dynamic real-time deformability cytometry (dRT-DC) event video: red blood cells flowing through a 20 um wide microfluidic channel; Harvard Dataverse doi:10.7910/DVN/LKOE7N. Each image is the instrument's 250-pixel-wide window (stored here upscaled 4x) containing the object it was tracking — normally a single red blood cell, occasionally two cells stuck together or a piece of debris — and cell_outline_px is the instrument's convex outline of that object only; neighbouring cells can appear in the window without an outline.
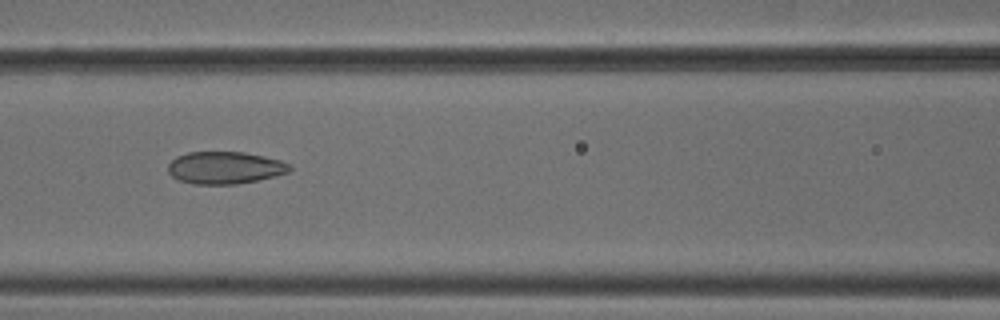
{"species": "common noctule bat (a hibernating species)", "species_latin": "Nyctalus noctula", "temperature_condition": "cold", "stored_images_in_passage": 4, "camera_frame_rate_fps": 3000, "um_per_image_px": 0.085, "animal": {"sex": "male", "body_mass_g": 18.8}, "frame": {"image": 1, "passage_image": 3, "time_ms": 0.667, "image_size_px": [1000, 320], "cell_outline_px": [[292, 168], [288, 172], [276, 176], [236, 184], [192, 184], [180, 180], [172, 176], [168, 172], [168, 164], [176, 156], [188, 152], [244, 152], [264, 156], [280, 160], [292, 164]], "centroid_in_image_um": [19.13, 14.25], "position_along_channel_um": 147.5, "area_um2": 22.95}}
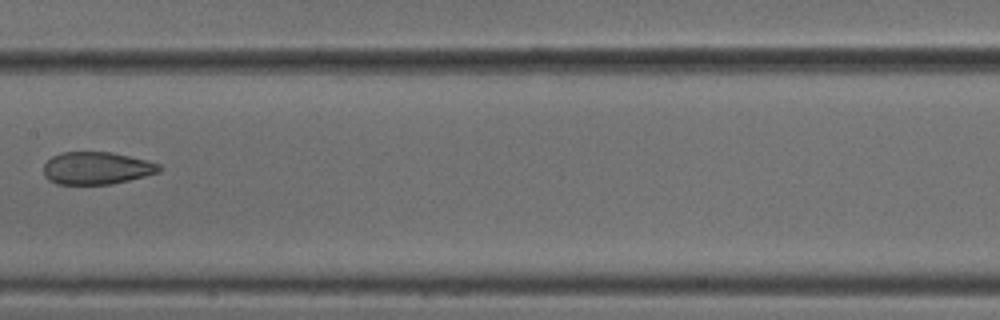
{"frame": {"image": 2, "passage_image": 4, "time_ms": 1.0, "image_size_px": [1000, 320], "cell_outline_px": [[164, 168], [160, 172], [112, 184], [56, 184], [48, 180], [44, 176], [44, 164], [52, 156], [64, 152], [112, 152], [148, 160], [160, 164]], "centroid_in_image_um": [8.24, 14.29], "position_along_channel_um": 199.2, "area_um2": 22.02}}